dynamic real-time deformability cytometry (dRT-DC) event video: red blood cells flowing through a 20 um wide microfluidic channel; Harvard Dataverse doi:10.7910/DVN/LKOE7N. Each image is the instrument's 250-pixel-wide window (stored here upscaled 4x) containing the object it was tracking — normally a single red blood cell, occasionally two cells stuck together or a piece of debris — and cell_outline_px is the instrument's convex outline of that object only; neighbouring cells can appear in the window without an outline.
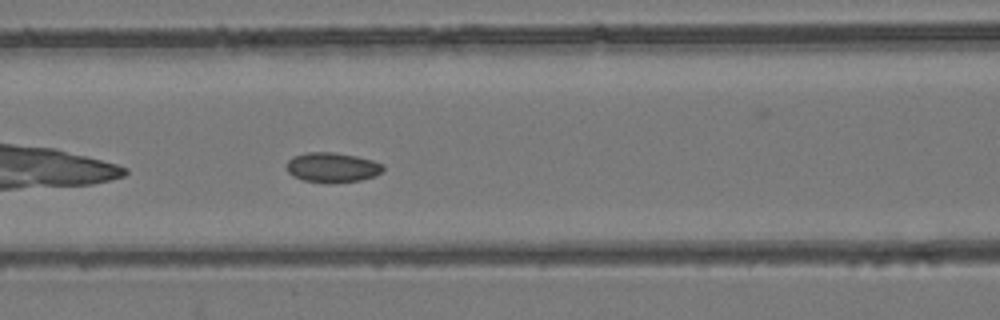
{"species": "common noctule bat (a hibernating species)", "species_latin": "Nyctalus noctula", "temperature_condition": "room temperature", "stored_images_in_passage": 39, "camera_frame_rate_fps": 3000, "um_per_image_px": 0.085, "animal": {"sex": "female", "body_mass_g": 24.6, "forearm_length_mm": 56.2}, "frame": {"image": 1, "passage_image": 7, "time_ms": 2.0, "image_size_px": [1000, 320], "cell_outline_px": [[384, 168], [380, 172], [372, 176], [360, 180], [328, 184], [304, 180], [292, 176], [288, 172], [288, 160], [292, 156], [308, 152], [332, 152], [356, 156], [372, 160], [384, 164]], "centroid_in_image_um": [28.22, 14.23], "position_along_channel_um": 138.4, "area_um2": 16.76}}
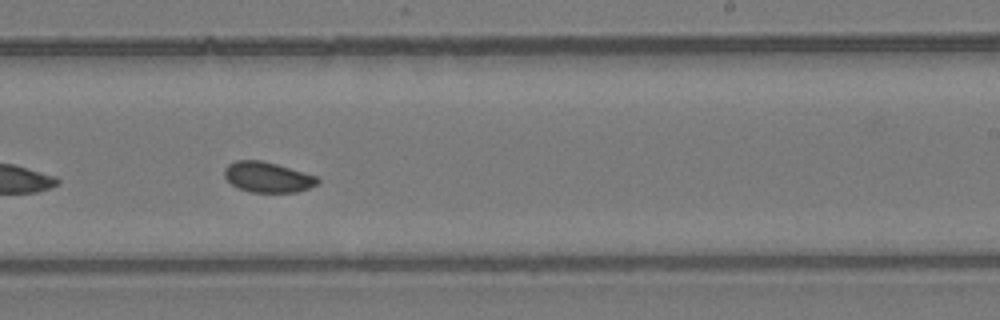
{"frame": {"image": 2, "passage_image": 17, "time_ms": 5.333, "image_size_px": [1000, 320], "cell_outline_px": [[320, 180], [316, 184], [308, 188], [296, 192], [252, 192], [240, 188], [232, 184], [224, 176], [224, 168], [228, 164], [236, 160], [260, 160], [276, 164], [316, 176]], "centroid_in_image_um": [22.72, 15.05], "position_along_channel_um": 266.3, "area_um2": 16.24}}
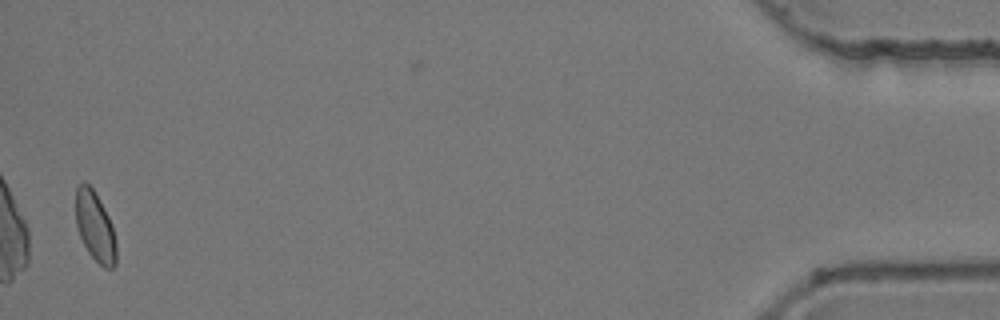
{"frame": {"image": 3, "passage_image": 37, "time_ms": 12.0, "image_size_px": [1000, 320], "cell_outline_px": [[116, 264], [112, 268], [104, 268], [88, 252], [80, 236], [76, 224], [76, 188], [84, 180], [92, 188], [108, 216], [112, 224], [116, 240]], "centroid_in_image_um": [8.09, 19.27], "position_along_channel_um": 427.1, "area_um2": 16.3}, "authors_computed_cell_mechanics": {"area_um2": 16.5308, "velocity_mm_per_s": 3.8472, "shape_relaxation_time_tau1_ms": null, "shape_relaxation_time_tau2_ms": 2.9226, "deformation_change_tau1": null, "deformation_change_tau2": 0.063}}